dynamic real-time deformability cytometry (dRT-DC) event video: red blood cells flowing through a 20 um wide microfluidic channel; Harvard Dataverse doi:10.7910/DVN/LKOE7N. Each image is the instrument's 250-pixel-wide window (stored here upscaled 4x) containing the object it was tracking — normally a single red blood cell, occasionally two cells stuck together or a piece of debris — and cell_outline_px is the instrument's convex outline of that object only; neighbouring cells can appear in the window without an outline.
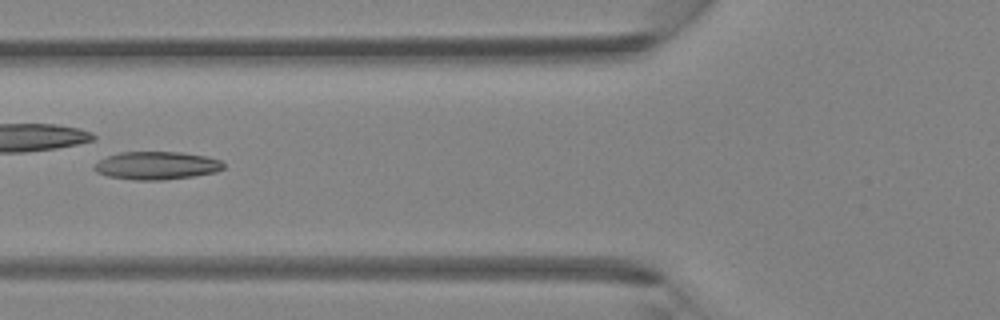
{"species": "Egyptian fruit bat (a non-hibernating species)", "species_latin": "Rousettus aegyptiacus", "temperature_condition": "room temperature", "stored_images_in_passage": 5, "camera_frame_rate_fps": 3000, "um_per_image_px": 0.085, "animal": {"sex": "female"}, "frame": {"image": 1, "passage_image": 5, "time_ms": 1.333, "image_size_px": [1000, 320], "cell_outline_px": [[224, 168], [216, 172], [192, 176], [164, 180], [132, 180], [108, 176], [96, 172], [92, 168], [100, 160], [108, 156], [120, 152], [180, 152], [208, 156], [220, 160], [224, 164]], "centroid_in_image_um": [13.32, 14.07], "position_along_channel_um": 112.5, "area_um2": 21.1}}